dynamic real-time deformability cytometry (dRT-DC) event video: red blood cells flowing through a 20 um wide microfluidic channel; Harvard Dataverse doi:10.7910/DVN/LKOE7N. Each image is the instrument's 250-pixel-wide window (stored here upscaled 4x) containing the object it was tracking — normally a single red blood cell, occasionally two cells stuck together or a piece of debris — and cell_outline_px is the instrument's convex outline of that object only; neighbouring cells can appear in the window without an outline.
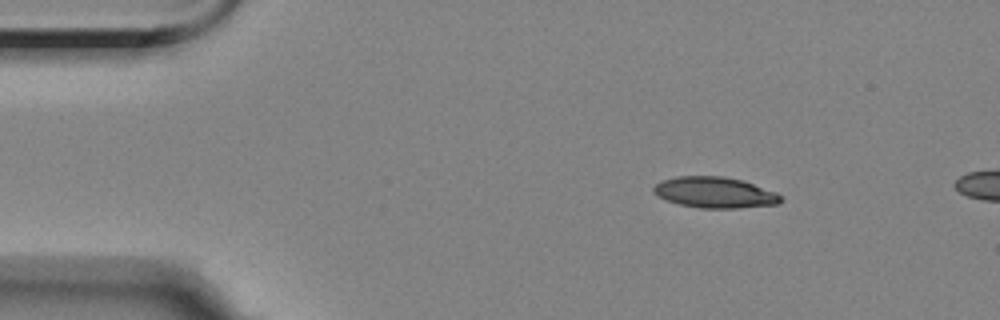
{"species": "Egyptian fruit bat (a non-hibernating species)", "species_latin": "Rousettus aegyptiacus", "temperature_condition": "room temperature", "stored_images_in_passage": 4, "camera_frame_rate_fps": 3000, "um_per_image_px": 0.085, "animal": {"sex": "female"}, "frame": {"image": 1, "passage_image": 2, "time_ms": 1.333, "image_size_px": [1000, 320], "cell_outline_px": [[784, 200], [780, 204], [736, 208], [700, 208], [680, 204], [668, 200], [652, 192], [652, 188], [656, 184], [664, 180], [676, 176], [724, 176], [740, 180], [776, 192]], "centroid_in_image_um": [60.77, 16.36], "position_along_channel_um": 24.2, "area_um2": 22.72}}